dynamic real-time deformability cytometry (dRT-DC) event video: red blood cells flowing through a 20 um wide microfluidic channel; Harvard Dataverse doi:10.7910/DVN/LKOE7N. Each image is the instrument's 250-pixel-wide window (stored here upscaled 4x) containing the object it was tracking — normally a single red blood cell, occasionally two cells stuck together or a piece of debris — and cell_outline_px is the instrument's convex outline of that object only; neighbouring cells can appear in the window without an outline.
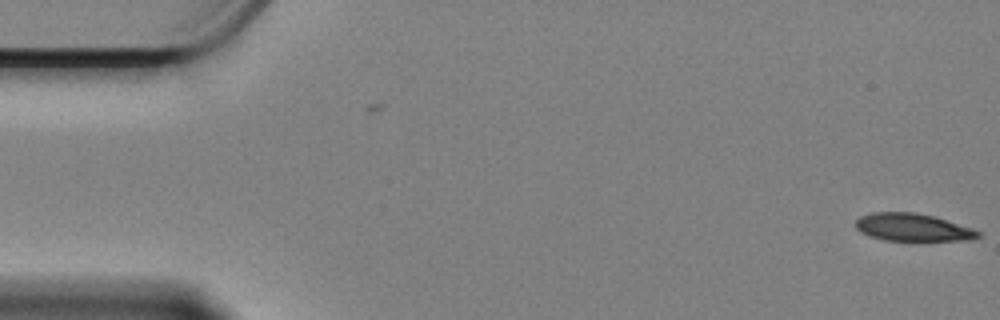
{"species": "Egyptian fruit bat (a non-hibernating species)", "species_latin": "Rousettus aegyptiacus", "temperature_condition": "cold", "stored_images_in_passage": 6, "camera_frame_rate_fps": 3000, "um_per_image_px": 0.085, "animal": {"sex": "female"}, "frame": {"image": 1, "passage_image": 6, "time_ms": 1.667, "image_size_px": [1000, 320], "cell_outline_px": [[980, 236], [968, 240], [884, 240], [860, 232], [856, 228], [856, 220], [860, 216], [872, 212], [916, 212], [932, 216], [972, 228], [980, 232]], "centroid_in_image_um": [77.55, 19.31], "position_along_channel_um": 7.5, "area_um2": 19.42}}